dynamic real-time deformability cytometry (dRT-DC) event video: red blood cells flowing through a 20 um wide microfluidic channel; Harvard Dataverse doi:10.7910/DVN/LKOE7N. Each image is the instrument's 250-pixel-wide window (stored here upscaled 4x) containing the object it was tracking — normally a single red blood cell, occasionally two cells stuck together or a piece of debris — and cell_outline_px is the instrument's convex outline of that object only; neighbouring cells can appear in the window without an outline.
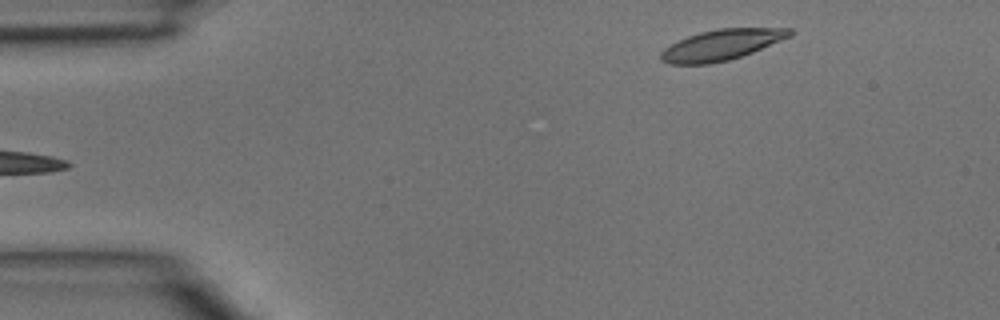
{"species": "common noctule bat (a hibernating species)", "species_latin": "Nyctalus noctula", "temperature_condition": "room temperature", "stored_images_in_passage": 4, "segment_of_instrument_passage": [2, 2], "camera_frame_rate_fps": 3000, "um_per_image_px": 0.085, "animal": {"sex": "male", "body_mass_g": 15.6}, "frame": {"image": 1, "passage_image": 4, "time_ms": 1.0, "image_size_px": [1000, 320], "cell_outline_px": [[796, 32], [792, 36], [752, 52], [728, 60], [708, 64], [668, 64], [660, 60], [660, 52], [664, 48], [688, 36], [700, 32], [720, 28], [792, 28]], "centroid_in_image_um": [61.35, 3.81], "position_along_channel_um": 23.7, "area_um2": 23.0}}